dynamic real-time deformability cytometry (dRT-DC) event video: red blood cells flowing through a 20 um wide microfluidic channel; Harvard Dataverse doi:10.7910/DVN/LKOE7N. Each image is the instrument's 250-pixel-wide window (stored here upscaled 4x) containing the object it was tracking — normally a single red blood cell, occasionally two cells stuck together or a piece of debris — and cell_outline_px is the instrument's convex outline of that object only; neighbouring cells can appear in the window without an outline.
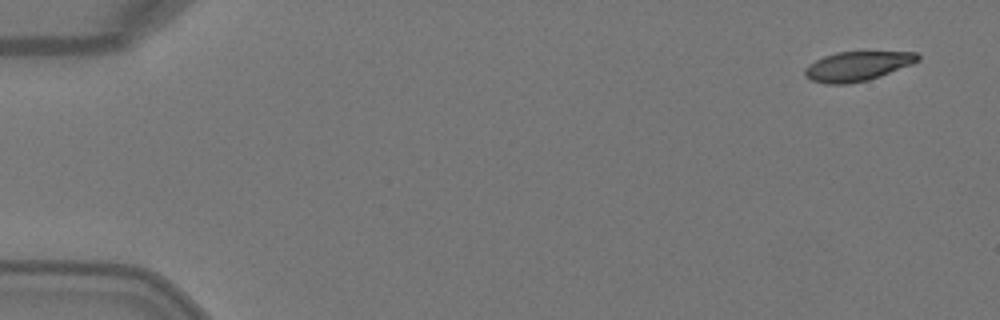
{"species": "Egyptian fruit bat (a non-hibernating species)", "species_latin": "Rousettus aegyptiacus", "temperature_condition": "warm", "stored_images_in_passage": 5, "camera_frame_rate_fps": 3000, "um_per_image_px": 0.085, "animal": {"sex": "female"}, "frame": {"image": 1, "passage_image": 1, "time_ms": 0.0, "image_size_px": [1000, 320], "cell_outline_px": [[920, 60], [912, 64], [880, 76], [868, 80], [848, 84], [824, 84], [812, 80], [804, 76], [804, 68], [808, 64], [824, 56], [836, 52], [916, 52], [920, 56]], "centroid_in_image_um": [72.85, 5.63], "position_along_channel_um": 12.2, "area_um2": 19.42}}
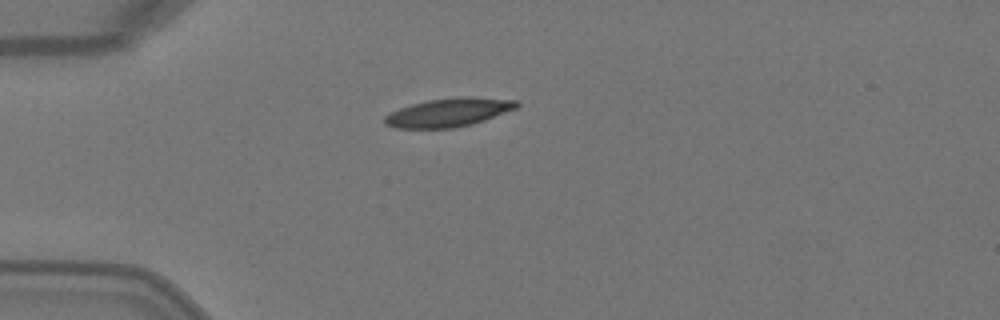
{"frame": {"image": 2, "passage_image": 4, "time_ms": 1.0, "image_size_px": [1000, 320], "cell_outline_px": [[520, 104], [516, 108], [484, 120], [472, 124], [452, 128], [396, 128], [384, 124], [384, 116], [400, 108], [412, 104], [428, 100], [460, 96], [472, 96], [520, 100]], "centroid_in_image_um": [38.17, 9.54], "position_along_channel_um": 46.8, "area_um2": 22.02}}